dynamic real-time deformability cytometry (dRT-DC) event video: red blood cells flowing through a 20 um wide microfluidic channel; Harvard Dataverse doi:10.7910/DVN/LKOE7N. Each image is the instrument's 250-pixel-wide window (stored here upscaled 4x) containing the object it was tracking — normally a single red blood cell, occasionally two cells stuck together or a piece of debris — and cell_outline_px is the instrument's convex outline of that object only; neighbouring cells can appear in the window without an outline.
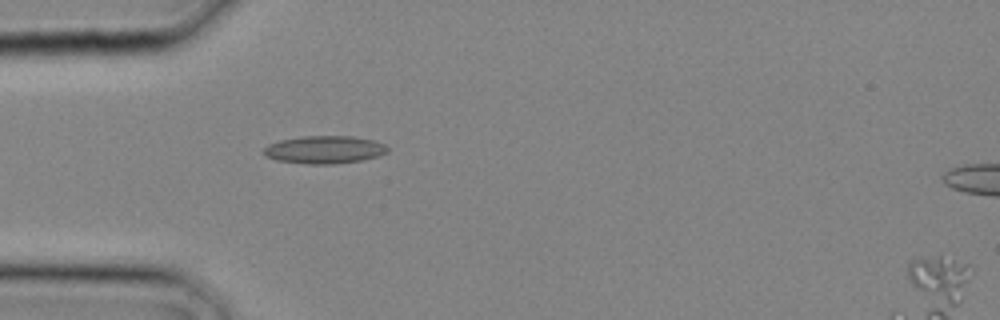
{"species": "common noctule bat (a hibernating species)", "species_latin": "Nyctalus noctula", "temperature_condition": "cold", "stored_images_in_passage": 3, "camera_frame_rate_fps": 3000, "um_per_image_px": 0.085, "animal": {"sex": "male", "body_mass_g": 20.4}, "frame": {"image": 1, "passage_image": 2, "time_ms": 0.333, "image_size_px": [1000, 320], "cell_outline_px": [[388, 152], [380, 156], [360, 160], [336, 164], [308, 164], [276, 160], [264, 156], [264, 148], [268, 144], [280, 140], [300, 136], [352, 136], [372, 140], [384, 144], [388, 148]], "centroid_in_image_um": [27.57, 12.72], "position_along_channel_um": 57.4, "area_um2": 20.11}}